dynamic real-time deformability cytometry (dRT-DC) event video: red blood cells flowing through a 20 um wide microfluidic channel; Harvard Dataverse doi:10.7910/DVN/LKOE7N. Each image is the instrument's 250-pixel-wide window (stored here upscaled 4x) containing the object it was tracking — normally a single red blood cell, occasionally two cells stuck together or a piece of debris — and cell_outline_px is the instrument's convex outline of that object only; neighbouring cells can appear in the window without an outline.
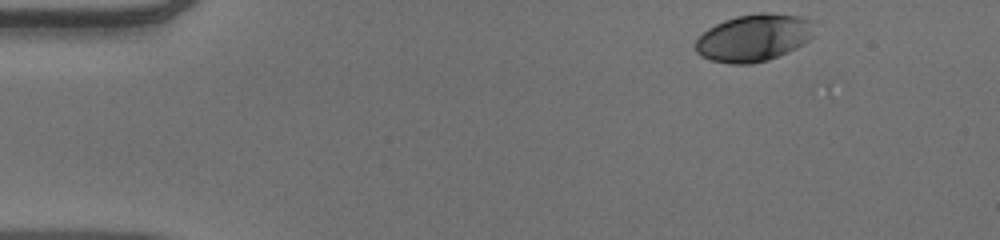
{"species": "human", "species_latin": "Homo sapiens", "temperature_condition": "warm", "stored_images_in_passage": 47, "camera_frame_rate_fps": 3000, "um_per_image_px": 0.085, "donor": {"sex": "male"}, "frame": {"image": 1, "passage_image": 1, "time_ms": 0.0, "image_size_px": [1000, 240], "cell_outline_px": [[812, 36], [804, 44], [796, 48], [768, 60], [752, 64], [732, 64], [712, 60], [700, 56], [696, 52], [696, 40], [708, 28], [724, 20], [736, 16], [756, 12], [768, 12], [800, 16], [812, 20]], "centroid_in_image_um": [64.07, 3.2], "position_along_channel_um": 20.9, "area_um2": 32.71}}
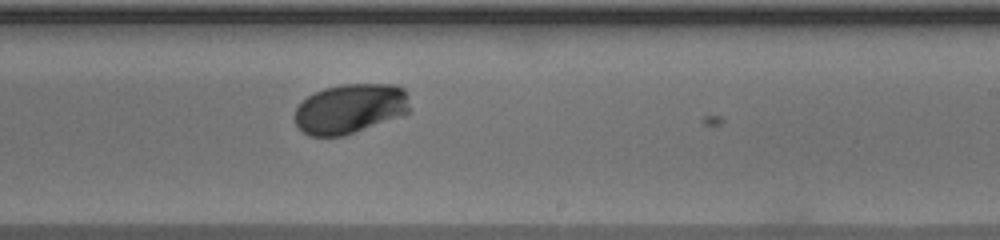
{"frame": {"image": 2, "passage_image": 27, "time_ms": 8.667, "image_size_px": [1000, 240], "cell_outline_px": [[408, 112], [344, 136], [308, 136], [296, 124], [296, 108], [308, 96], [324, 88], [340, 84], [396, 84], [404, 88], [408, 108]], "centroid_in_image_um": [29.73, 9.22], "position_along_channel_um": 259.3, "area_um2": 32.77}}
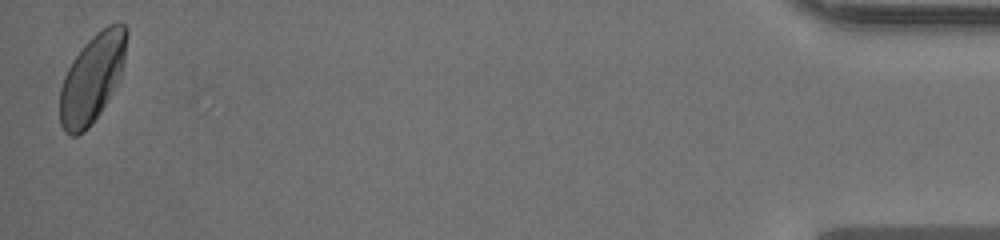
{"frame": {"image": 3, "passage_image": 47, "time_ms": 15.333, "image_size_px": [1000, 240], "cell_outline_px": [[128, 32], [124, 60], [120, 76], [100, 112], [88, 128], [84, 132], [76, 136], [68, 136], [64, 132], [60, 124], [60, 88], [64, 76], [72, 60], [84, 44], [96, 32], [108, 24], [120, 20], [128, 28]], "centroid_in_image_um": [7.83, 6.62], "position_along_channel_um": 427.4, "area_um2": 34.39}, "authors_computed_cell_mechanics": {"area_um2": 32.8304, "velocity_mm_per_s": 3.8765, "shape_relaxation_time_tau1_ms": 2.2284, "shape_relaxation_time_tau2_ms": null, "deformation_change_tau1": 0.1269, "deformation_change_tau2": null}}